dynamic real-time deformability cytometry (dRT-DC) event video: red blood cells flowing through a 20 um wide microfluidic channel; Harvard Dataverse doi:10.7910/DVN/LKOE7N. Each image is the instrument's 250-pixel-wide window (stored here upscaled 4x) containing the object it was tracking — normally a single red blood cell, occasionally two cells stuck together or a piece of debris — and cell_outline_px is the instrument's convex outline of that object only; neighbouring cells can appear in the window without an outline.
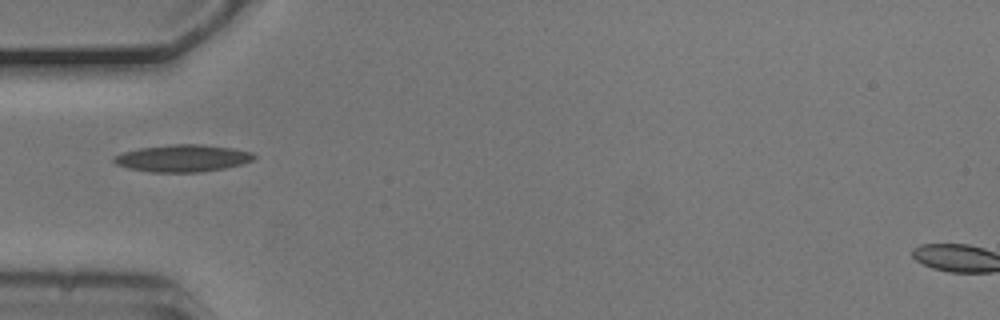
{"species": "common noctule bat (a hibernating species)", "species_latin": "Nyctalus noctula", "temperature_condition": "cold", "stored_images_in_passage": 5, "camera_frame_rate_fps": 3000, "um_per_image_px": 0.085, "animal": {"sex": "male", "body_mass_g": 20.5, "forearm_length_mm": 52.5}, "frame": {"image": 1, "passage_image": 5, "time_ms": 1.333, "image_size_px": [1000, 320], "cell_outline_px": [[256, 156], [252, 160], [240, 164], [224, 168], [200, 172], [152, 172], [128, 168], [116, 164], [112, 160], [112, 156], [124, 152], [140, 148], [168, 144], [200, 144], [232, 148], [252, 152]], "centroid_in_image_um": [15.49, 13.44], "position_along_channel_um": 69.5, "area_um2": 22.08}}